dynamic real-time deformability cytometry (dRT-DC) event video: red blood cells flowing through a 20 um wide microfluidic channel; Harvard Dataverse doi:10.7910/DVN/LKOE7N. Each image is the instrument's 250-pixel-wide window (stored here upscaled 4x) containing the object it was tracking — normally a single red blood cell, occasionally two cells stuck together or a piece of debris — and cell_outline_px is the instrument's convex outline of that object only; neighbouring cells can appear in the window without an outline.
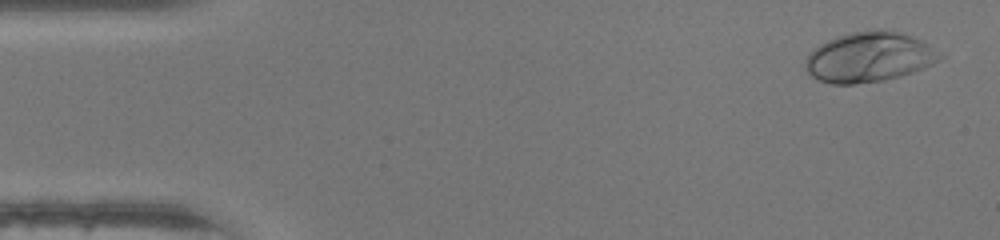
{"species": "human", "species_latin": "Homo sapiens", "temperature_condition": "warm", "stored_images_in_passage": 47, "camera_frame_rate_fps": 3000, "um_per_image_px": 0.085, "donor": {"sex": "female"}, "frame": {"image": 1, "passage_image": 2, "time_ms": 0.333, "image_size_px": [1000, 240], "cell_outline_px": [[944, 56], [940, 60], [924, 68], [900, 76], [884, 80], [856, 84], [832, 84], [820, 80], [812, 76], [804, 68], [804, 60], [820, 44], [836, 36], [848, 32], [872, 28], [880, 28], [900, 32], [912, 36], [928, 44], [940, 52]], "centroid_in_image_um": [73.89, 4.83], "position_along_channel_um": 11.1, "area_um2": 39.48}}
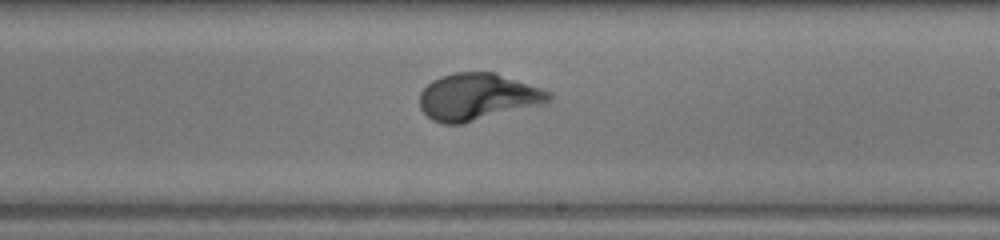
{"frame": {"image": 2, "passage_image": 27, "time_ms": 8.667, "image_size_px": [1000, 240], "cell_outline_px": [[552, 100], [540, 104], [464, 124], [444, 124], [432, 120], [420, 108], [420, 92], [432, 80], [440, 76], [456, 72], [496, 72], [552, 92]], "centroid_in_image_um": [40.59, 8.23], "position_along_channel_um": 248.4, "area_um2": 35.32}}
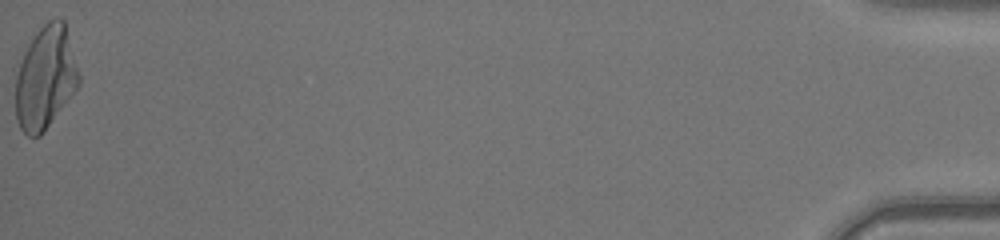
{"frame": {"image": 3, "passage_image": 47, "time_ms": 15.333, "image_size_px": [1000, 240], "cell_outline_px": [[80, 84], [44, 132], [40, 136], [28, 136], [20, 128], [16, 120], [16, 76], [24, 52], [36, 32], [48, 20], [64, 20], [80, 76]], "centroid_in_image_um": [3.86, 6.64], "position_along_channel_um": 431.3, "area_um2": 37.51}, "authors_computed_cell_mechanics": {"area_um2": 34.5066, "velocity_mm_per_s": 4.3857, "shape_relaxation_time_tau1_ms": 2.8828, "shape_relaxation_time_tau2_ms": null, "deformation_change_tau1": 0.203, "deformation_change_tau2": null}}